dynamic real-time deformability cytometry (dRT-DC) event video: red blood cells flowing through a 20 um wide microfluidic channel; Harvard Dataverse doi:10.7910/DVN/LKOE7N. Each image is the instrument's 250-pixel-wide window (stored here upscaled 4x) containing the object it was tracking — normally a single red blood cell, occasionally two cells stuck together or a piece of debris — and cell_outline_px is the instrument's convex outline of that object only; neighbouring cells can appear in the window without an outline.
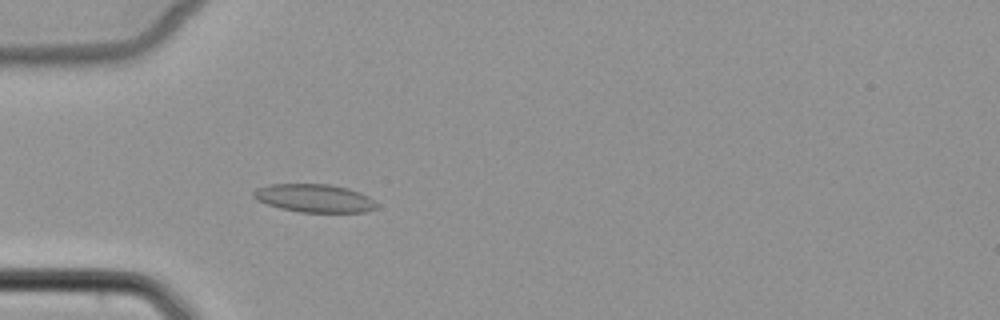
{"species": "common noctule bat (a hibernating species)", "species_latin": "Nyctalus noctula", "temperature_condition": "cold", "stored_images_in_passage": 5, "camera_frame_rate_fps": 3000, "um_per_image_px": 0.085, "animal": {"sex": "female", "body_mass_g": 22.7, "forearm_length_mm": 54.2}, "frame": {"image": 1, "passage_image": 5, "time_ms": 4.667, "image_size_px": [1000, 320], "cell_outline_px": [[376, 208], [364, 212], [300, 212], [280, 208], [256, 200], [252, 196], [252, 192], [256, 188], [268, 184], [332, 184], [348, 188], [360, 192], [368, 196], [376, 204]], "centroid_in_image_um": [26.68, 16.83], "position_along_channel_um": 58.3, "area_um2": 20.23}}